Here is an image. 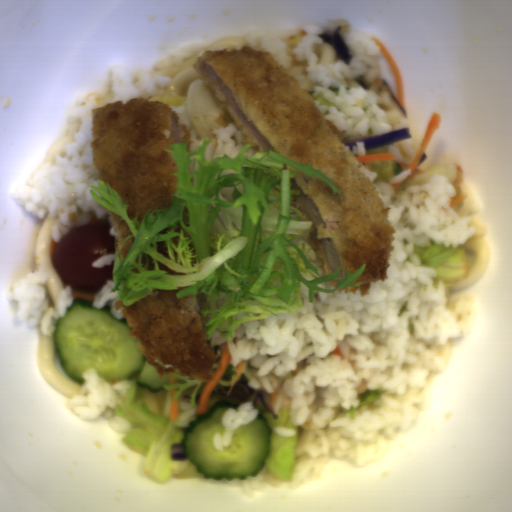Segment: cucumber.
<instances>
[{
  "mask_svg": "<svg viewBox=\"0 0 512 512\" xmlns=\"http://www.w3.org/2000/svg\"><path fill=\"white\" fill-rule=\"evenodd\" d=\"M232 401L217 404L203 418L191 420L184 431V446L189 461L203 478L209 480H244L264 470V459L270 454L272 435L264 419L258 416L251 423L234 430L229 447L214 448L216 433L224 436L222 415L236 409Z\"/></svg>",
  "mask_w": 512,
  "mask_h": 512,
  "instance_id": "cucumber-2",
  "label": "cucumber"
},
{
  "mask_svg": "<svg viewBox=\"0 0 512 512\" xmlns=\"http://www.w3.org/2000/svg\"><path fill=\"white\" fill-rule=\"evenodd\" d=\"M130 329L126 320L115 318L103 307L71 303L51 335L62 370L86 383L82 373L96 369L111 386L130 380L158 393L167 386L169 374L159 377L130 336Z\"/></svg>",
  "mask_w": 512,
  "mask_h": 512,
  "instance_id": "cucumber-1",
  "label": "cucumber"
}]
</instances>
